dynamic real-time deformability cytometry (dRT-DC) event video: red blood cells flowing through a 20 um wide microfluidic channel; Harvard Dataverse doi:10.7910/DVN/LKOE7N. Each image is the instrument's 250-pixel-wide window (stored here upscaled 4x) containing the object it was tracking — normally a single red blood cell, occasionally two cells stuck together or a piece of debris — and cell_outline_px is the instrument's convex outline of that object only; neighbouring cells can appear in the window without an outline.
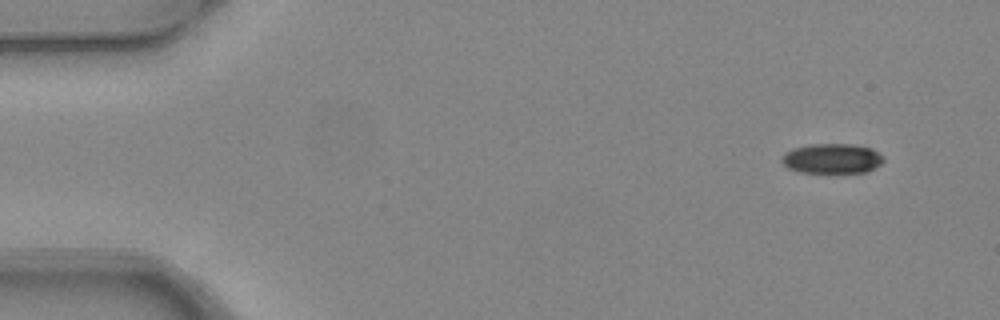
{"species": "common noctule bat (a hibernating species)", "species_latin": "Nyctalus noctula", "temperature_condition": "warm", "stored_images_in_passage": 4, "camera_frame_rate_fps": 3000, "um_per_image_px": 0.085, "animal": {"sex": "female", "body_mass_g": 24.6, "forearm_length_mm": 56.2}, "frame": {"image": 1, "passage_image": 1, "time_ms": 0.0, "image_size_px": [1000, 320], "cell_outline_px": [[884, 160], [880, 164], [868, 172], [800, 172], [788, 168], [780, 160], [784, 152], [796, 148], [812, 144], [852, 144], [872, 148], [884, 156]], "centroid_in_image_um": [70.74, 13.47], "position_along_channel_um": 14.3, "area_um2": 17.69}}
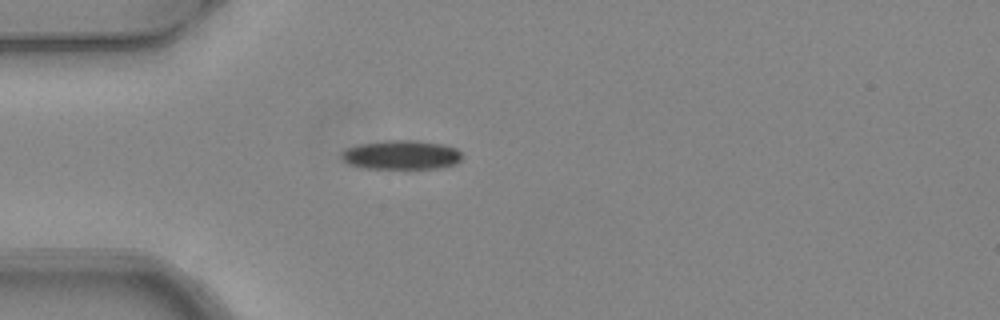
{"frame": {"image": 2, "passage_image": 4, "time_ms": 1.0, "image_size_px": [1000, 320], "cell_outline_px": [[460, 160], [456, 164], [440, 168], [364, 168], [348, 164], [340, 156], [340, 152], [344, 148], [360, 144], [388, 140], [416, 140], [440, 144], [456, 148], [460, 152]], "centroid_in_image_um": [34.07, 13.16], "position_along_channel_um": 50.9, "area_um2": 20.46}}